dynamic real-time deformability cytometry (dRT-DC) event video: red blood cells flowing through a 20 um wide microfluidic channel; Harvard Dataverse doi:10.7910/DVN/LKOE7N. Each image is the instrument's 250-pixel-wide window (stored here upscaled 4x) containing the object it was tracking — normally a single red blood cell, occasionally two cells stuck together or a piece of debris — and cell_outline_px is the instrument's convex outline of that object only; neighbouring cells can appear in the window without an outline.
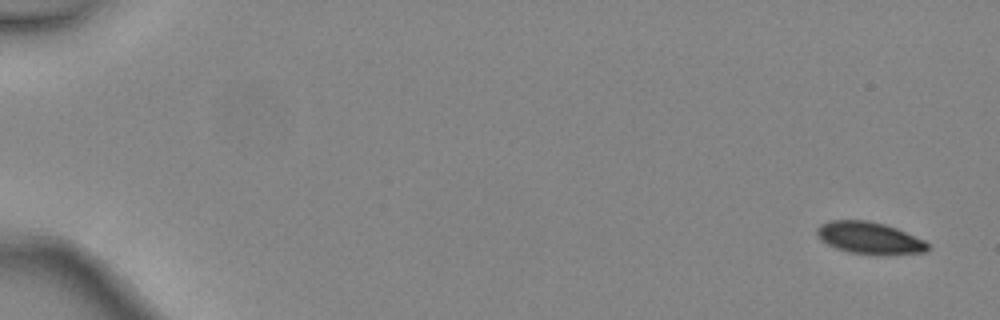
{"species": "common noctule bat (a hibernating species)", "species_latin": "Nyctalus noctula", "temperature_condition": "warm", "stored_images_in_passage": 4, "camera_frame_rate_fps": 3000, "um_per_image_px": 0.085, "animal": {"sex": "female", "body_mass_g": 24.6, "forearm_length_mm": 56.2}, "frame": {"image": 1, "passage_image": 1, "time_ms": 0.0, "image_size_px": [1000, 320], "cell_outline_px": [[932, 248], [924, 252], [880, 256], [848, 252], [836, 248], [820, 240], [816, 232], [816, 228], [820, 224], [832, 220], [868, 220], [884, 224], [896, 228], [924, 240]], "centroid_in_image_um": [73.91, 20.24], "position_along_channel_um": 11.1, "area_um2": 20.92}}
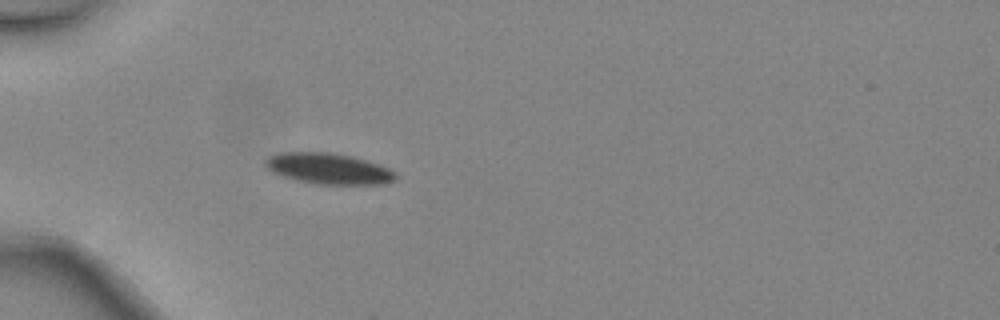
{"frame": {"image": 2, "passage_image": 4, "time_ms": 1.0, "image_size_px": [1000, 320], "cell_outline_px": [[396, 180], [380, 184], [316, 184], [284, 176], [272, 172], [264, 164], [264, 160], [268, 156], [280, 152], [328, 152], [352, 156], [388, 168], [396, 172]], "centroid_in_image_um": [27.9, 14.32], "position_along_channel_um": 57.1, "area_um2": 23.24}}